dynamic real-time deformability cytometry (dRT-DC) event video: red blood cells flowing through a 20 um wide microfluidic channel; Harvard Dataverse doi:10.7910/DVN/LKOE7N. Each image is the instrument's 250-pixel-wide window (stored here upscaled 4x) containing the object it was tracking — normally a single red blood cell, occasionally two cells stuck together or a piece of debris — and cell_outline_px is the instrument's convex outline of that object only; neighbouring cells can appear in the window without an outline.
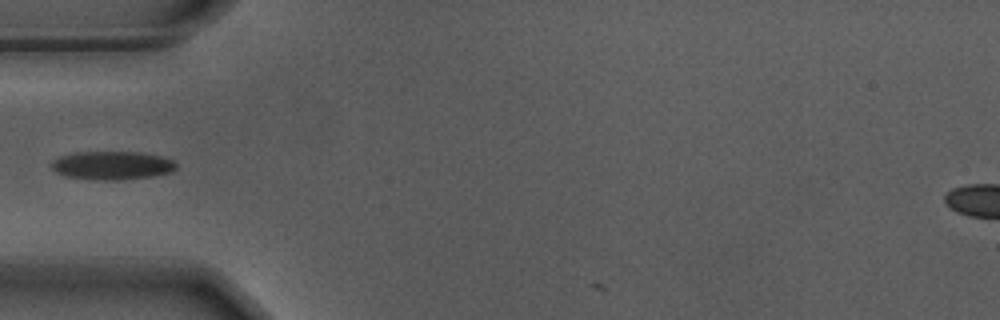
{"species": "Egyptian fruit bat (a non-hibernating species)", "species_latin": "Rousettus aegyptiacus", "temperature_condition": "warm", "stored_images_in_passage": 34, "camera_frame_rate_fps": 3000, "um_per_image_px": 0.085, "animal": {"sex": "male"}, "frame": {"image": 1, "passage_image": 1, "time_ms": 0.0, "image_size_px": [1000, 320], "cell_outline_px": [[176, 168], [172, 172], [156, 176], [120, 180], [104, 180], [64, 176], [56, 172], [52, 168], [52, 160], [60, 156], [76, 152], [140, 152], [160, 156], [172, 160], [176, 164]], "centroid_in_image_um": [9.54, 14.06], "position_along_channel_um": 75.5, "area_um2": 20.69}}
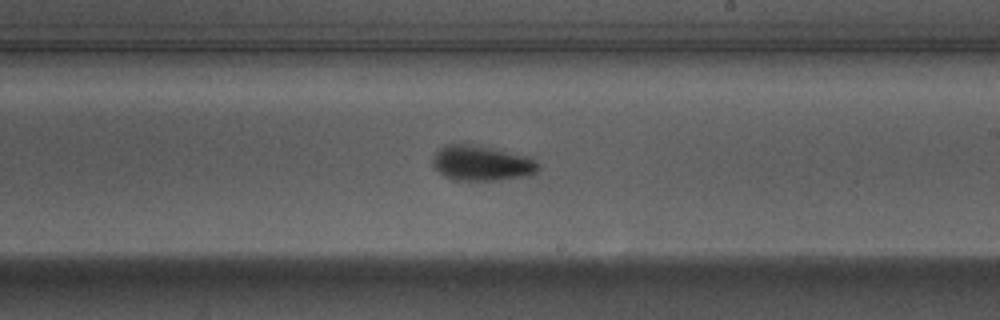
{"frame": {"image": 2, "passage_image": 15, "time_ms": 4.667, "image_size_px": [1000, 320], "cell_outline_px": [[540, 168], [532, 176], [496, 180], [452, 180], [444, 176], [432, 164], [432, 160], [436, 152], [444, 144], [464, 144], [488, 148], [528, 156], [536, 160], [540, 164]], "centroid_in_image_um": [40.97, 13.89], "position_along_channel_um": 248.0, "area_um2": 21.56}}
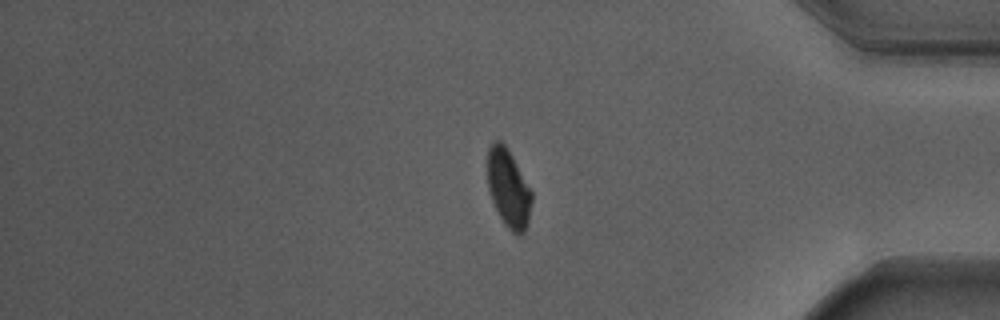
{"frame": {"image": 3, "passage_image": 29, "time_ms": 9.333, "image_size_px": [1000, 320], "cell_outline_px": [[532, 200], [528, 224], [524, 232], [520, 236], [512, 232], [504, 224], [492, 200], [488, 188], [488, 148], [492, 140], [500, 140], [504, 144], [512, 156], [532, 192]], "centroid_in_image_um": [43.22, 16.02], "position_along_channel_um": 392.0, "area_um2": 20.0}}